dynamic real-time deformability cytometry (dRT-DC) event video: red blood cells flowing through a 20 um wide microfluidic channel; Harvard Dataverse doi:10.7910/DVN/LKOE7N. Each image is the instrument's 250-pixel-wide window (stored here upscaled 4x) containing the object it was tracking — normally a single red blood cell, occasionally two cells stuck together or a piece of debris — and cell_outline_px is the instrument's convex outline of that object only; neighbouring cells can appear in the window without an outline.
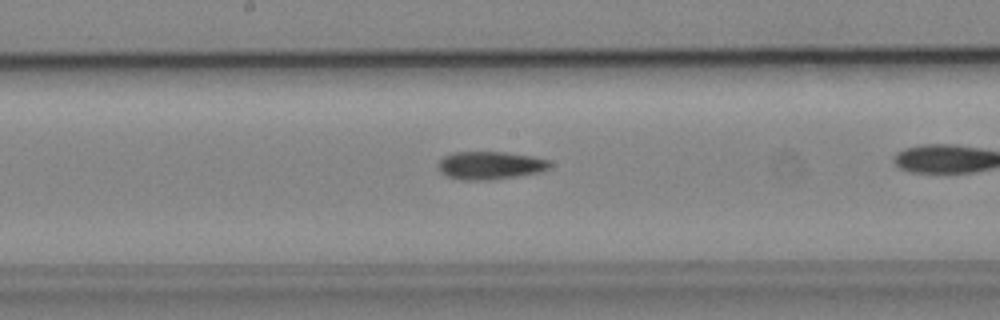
{"species": "common noctule bat (a hibernating species)", "species_latin": "Nyctalus noctula", "temperature_condition": "cold", "stored_images_in_passage": 32, "camera_frame_rate_fps": 3000, "um_per_image_px": 0.085, "animal": {"sex": "male", "body_mass_g": 19.2, "forearm_length_mm": 51.8}, "frame": {"image": 1, "passage_image": 19, "time_ms": 6.0, "image_size_px": [1000, 320], "cell_outline_px": [[552, 164], [548, 168], [540, 172], [516, 176], [488, 180], [460, 180], [444, 176], [436, 168], [436, 164], [444, 156], [452, 152], [504, 152], [532, 156], [548, 160]], "centroid_in_image_um": [41.58, 14.06], "position_along_channel_um": 206.6, "area_um2": 18.38}}